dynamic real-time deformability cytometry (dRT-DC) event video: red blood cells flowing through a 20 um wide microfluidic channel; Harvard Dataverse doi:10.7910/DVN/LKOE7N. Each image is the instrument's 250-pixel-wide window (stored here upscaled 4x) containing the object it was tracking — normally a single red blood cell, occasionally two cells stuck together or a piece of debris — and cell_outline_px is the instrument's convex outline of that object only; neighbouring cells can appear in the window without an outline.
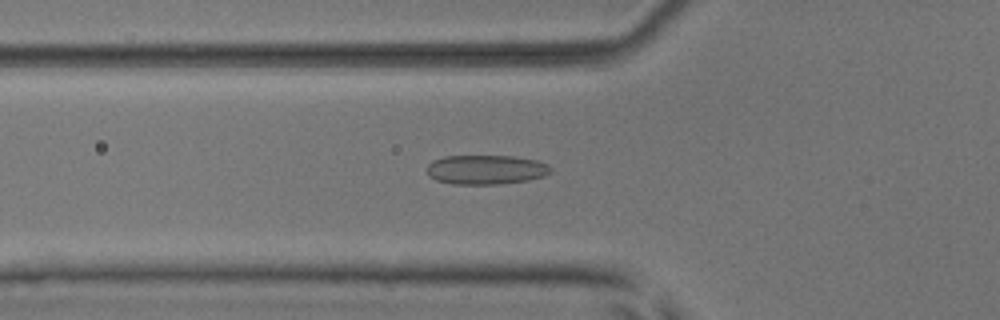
{"species": "common noctule bat (a hibernating species)", "species_latin": "Nyctalus noctula", "temperature_condition": "room temperature", "stored_images_in_passage": 46, "camera_frame_rate_fps": 3000, "um_per_image_px": 0.085, "animal": {"sex": "male", "body_mass_g": 17.9, "forearm_length_mm": 54.2}, "frame": {"image": 1, "passage_image": 12, "time_ms": 3.667, "image_size_px": [1000, 320], "cell_outline_px": [[552, 172], [544, 176], [528, 180], [500, 184], [452, 184], [436, 180], [428, 176], [428, 164], [432, 160], [444, 156], [512, 156], [536, 160], [548, 164], [552, 168]], "centroid_in_image_um": [41.31, 14.42], "position_along_channel_um": 84.5, "area_um2": 21.33}}
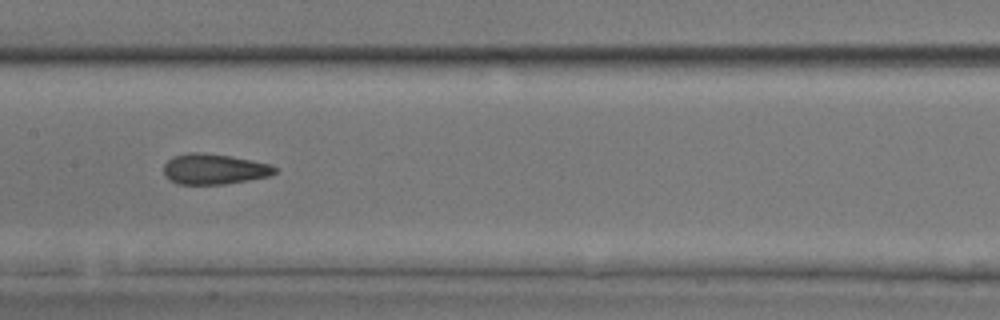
{"frame": {"image": 2, "passage_image": 20, "time_ms": 6.333, "image_size_px": [1000, 320], "cell_outline_px": [[276, 172], [268, 176], [248, 180], [224, 184], [180, 184], [168, 180], [164, 176], [164, 164], [172, 156], [188, 152], [200, 152], [228, 156], [268, 164], [276, 168]], "centroid_in_image_um": [18.12, 14.37], "position_along_channel_um": 189.3, "area_um2": 19.54}}
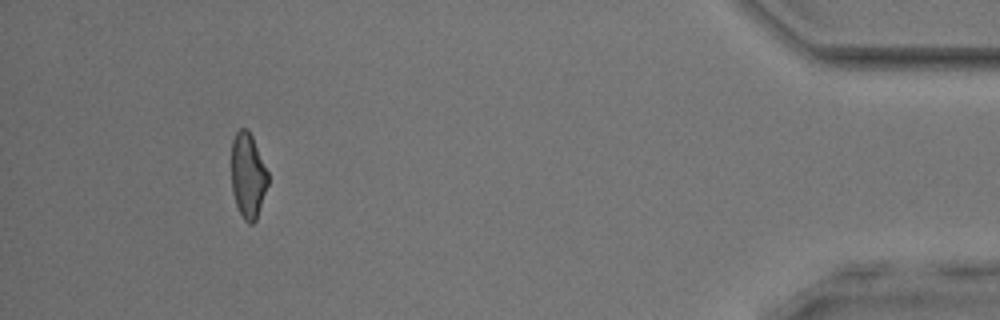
{"frame": {"image": 3, "passage_image": 42, "time_ms": 13.667, "image_size_px": [1000, 320], "cell_outline_px": [[268, 184], [256, 220], [252, 224], [248, 224], [244, 220], [236, 204], [232, 192], [232, 140], [236, 132], [240, 128], [248, 128], [252, 136], [268, 172]], "centroid_in_image_um": [21.07, 14.92], "position_along_channel_um": 414.1, "area_um2": 18.09}, "authors_computed_cell_mechanics": {"area_um2": 19.6231, "velocity_mm_per_s": 3.9181, "shape_relaxation_time_tau1_ms": null, "shape_relaxation_time_tau2_ms": 1.9686, "deformation_change_tau1": null, "deformation_change_tau2": 0.0812}}